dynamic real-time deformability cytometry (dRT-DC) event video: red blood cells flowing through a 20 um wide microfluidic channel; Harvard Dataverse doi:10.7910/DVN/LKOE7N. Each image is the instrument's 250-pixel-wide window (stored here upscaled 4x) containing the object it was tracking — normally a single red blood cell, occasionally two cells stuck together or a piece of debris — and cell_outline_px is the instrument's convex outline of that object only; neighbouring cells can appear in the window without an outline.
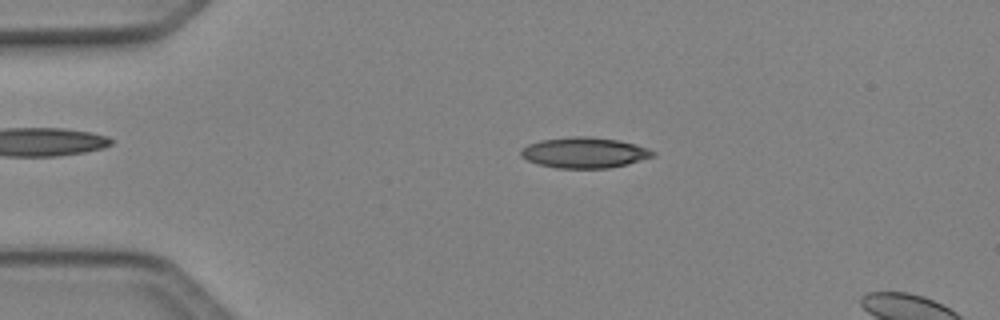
{"species": "Egyptian fruit bat (a non-hibernating species)", "species_latin": "Rousettus aegyptiacus", "temperature_condition": "cold", "stored_images_in_passage": 14, "camera_frame_rate_fps": 3000, "um_per_image_px": 0.085, "animal": {"sex": "female"}, "frame": {"image": 1, "passage_image": 10, "time_ms": 3.0, "image_size_px": [1000, 320], "cell_outline_px": [[656, 156], [628, 164], [608, 168], [556, 168], [536, 164], [520, 156], [520, 152], [528, 144], [540, 140], [572, 136], [588, 136], [616, 140], [636, 144], [648, 148], [656, 152]], "centroid_in_image_um": [49.69, 12.98], "position_along_channel_um": 35.3, "area_um2": 23.7}}